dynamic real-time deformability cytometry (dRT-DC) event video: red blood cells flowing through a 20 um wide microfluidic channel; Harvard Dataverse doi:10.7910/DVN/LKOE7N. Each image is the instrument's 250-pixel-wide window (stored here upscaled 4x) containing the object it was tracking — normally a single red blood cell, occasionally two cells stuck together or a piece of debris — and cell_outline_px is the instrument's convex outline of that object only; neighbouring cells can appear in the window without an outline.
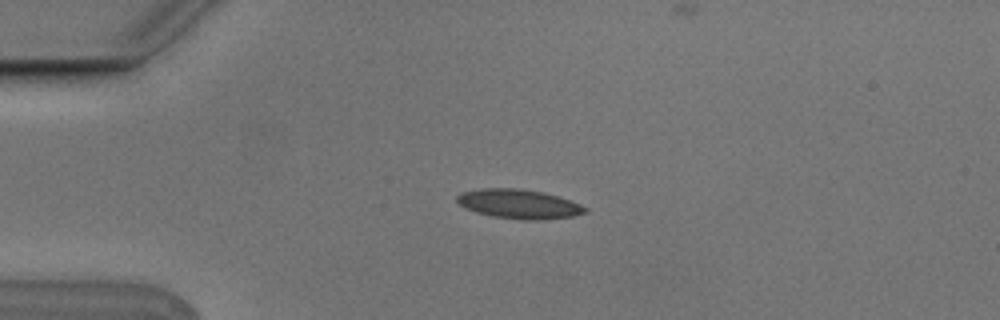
{"species": "Egyptian fruit bat (a non-hibernating species)", "species_latin": "Rousettus aegyptiacus", "temperature_condition": "cold", "stored_images_in_passage": 3, "camera_frame_rate_fps": 3000, "um_per_image_px": 0.085, "animal": {"sex": "male"}, "frame": {"image": 1, "passage_image": 3, "time_ms": 0.667, "image_size_px": [1000, 320], "cell_outline_px": [[588, 212], [572, 216], [544, 220], [520, 220], [492, 216], [476, 212], [464, 208], [456, 200], [456, 196], [460, 192], [480, 188], [520, 188], [544, 192], [572, 200], [588, 208]], "centroid_in_image_um": [44.11, 17.33], "position_along_channel_um": 40.9, "area_um2": 22.25}}